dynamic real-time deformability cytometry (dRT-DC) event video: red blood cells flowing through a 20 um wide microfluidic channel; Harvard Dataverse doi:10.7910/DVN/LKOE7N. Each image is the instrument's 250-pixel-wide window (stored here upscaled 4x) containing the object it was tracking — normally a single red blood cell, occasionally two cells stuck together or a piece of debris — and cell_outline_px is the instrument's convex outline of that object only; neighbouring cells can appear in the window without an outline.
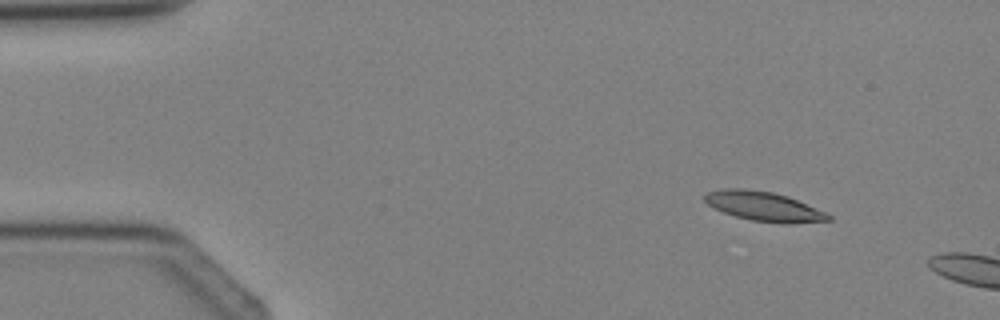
{"species": "Egyptian fruit bat (a non-hibernating species)", "species_latin": "Rousettus aegyptiacus", "temperature_condition": "cold", "stored_images_in_passage": 2, "camera_frame_rate_fps": 3000, "um_per_image_px": 0.085, "animal": {"sex": "female"}, "frame": {"image": 1, "passage_image": 1, "time_ms": 0.0, "image_size_px": [1000, 320], "cell_outline_px": [[832, 220], [788, 224], [752, 220], [736, 216], [724, 212], [708, 204], [704, 200], [704, 192], [724, 188], [744, 188], [772, 192], [788, 196], [828, 212], [832, 216]], "centroid_in_image_um": [64.96, 17.53], "position_along_channel_um": 20.0, "area_um2": 21.33}}